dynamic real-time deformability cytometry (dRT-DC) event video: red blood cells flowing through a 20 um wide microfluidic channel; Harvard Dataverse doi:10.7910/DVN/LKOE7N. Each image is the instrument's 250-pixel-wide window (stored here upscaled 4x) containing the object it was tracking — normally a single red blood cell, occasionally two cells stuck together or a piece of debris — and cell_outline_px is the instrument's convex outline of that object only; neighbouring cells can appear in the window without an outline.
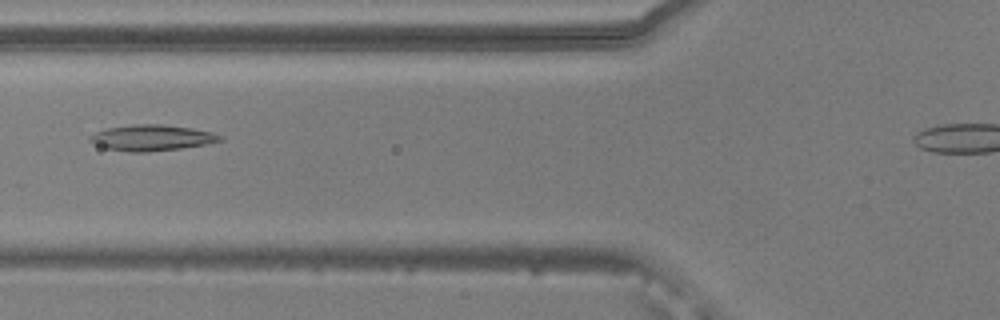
{"species": "common noctule bat (a hibernating species)", "species_latin": "Nyctalus noctula", "temperature_condition": "warm", "stored_images_in_passage": 40, "camera_frame_rate_fps": 3000, "um_per_image_px": 0.085, "animal": {"sex": "male", "body_mass_g": 20.5, "forearm_length_mm": 52.5}, "frame": {"image": 1, "passage_image": 13, "time_ms": 4.0, "image_size_px": [1000, 320], "cell_outline_px": [[224, 140], [208, 144], [180, 148], [148, 152], [128, 152], [108, 148], [96, 144], [88, 140], [88, 136], [96, 132], [108, 128], [132, 124], [160, 124], [192, 128], [212, 132], [224, 136]], "centroid_in_image_um": [12.94, 11.71], "position_along_channel_um": 112.9, "area_um2": 19.65}}
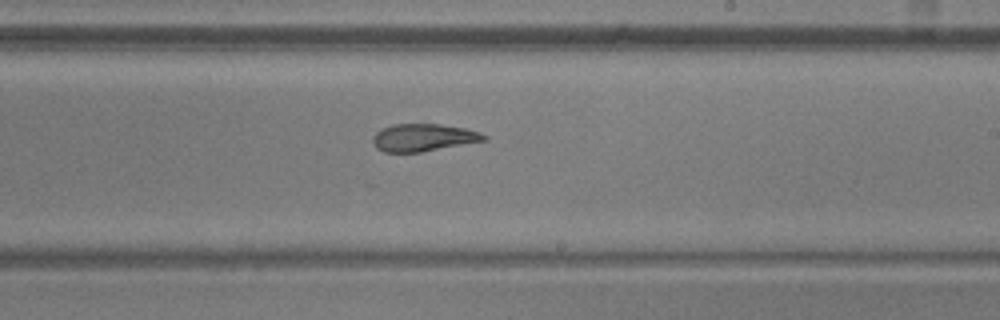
{"frame": {"image": 2, "passage_image": 24, "time_ms": 7.667, "image_size_px": [1000, 320], "cell_outline_px": [[488, 140], [420, 152], [384, 152], [376, 148], [372, 140], [372, 136], [376, 132], [392, 124], [440, 124], [468, 128], [480, 132], [488, 136]], "centroid_in_image_um": [36.02, 11.69], "position_along_channel_um": 253.0, "area_um2": 17.92}}
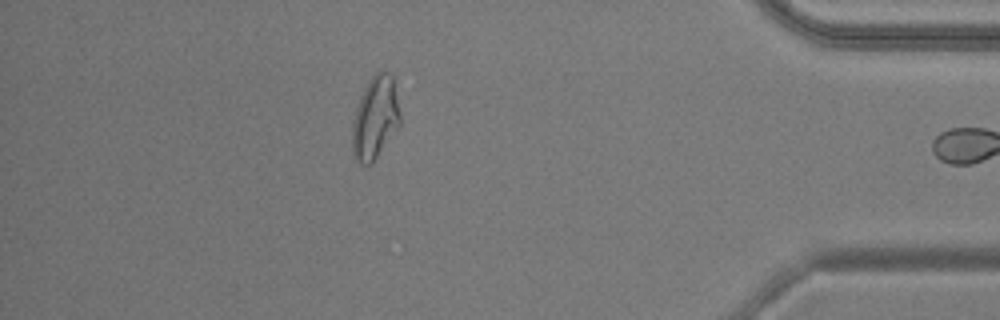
{"frame": {"image": 3, "passage_image": 39, "time_ms": 12.667, "image_size_px": [1000, 320], "cell_outline_px": [[400, 124], [372, 164], [360, 164], [356, 160], [352, 152], [352, 120], [360, 96], [368, 80], [376, 72], [392, 72], [400, 116]], "centroid_in_image_um": [31.87, 10.02], "position_along_channel_um": 403.3, "area_um2": 23.06}}